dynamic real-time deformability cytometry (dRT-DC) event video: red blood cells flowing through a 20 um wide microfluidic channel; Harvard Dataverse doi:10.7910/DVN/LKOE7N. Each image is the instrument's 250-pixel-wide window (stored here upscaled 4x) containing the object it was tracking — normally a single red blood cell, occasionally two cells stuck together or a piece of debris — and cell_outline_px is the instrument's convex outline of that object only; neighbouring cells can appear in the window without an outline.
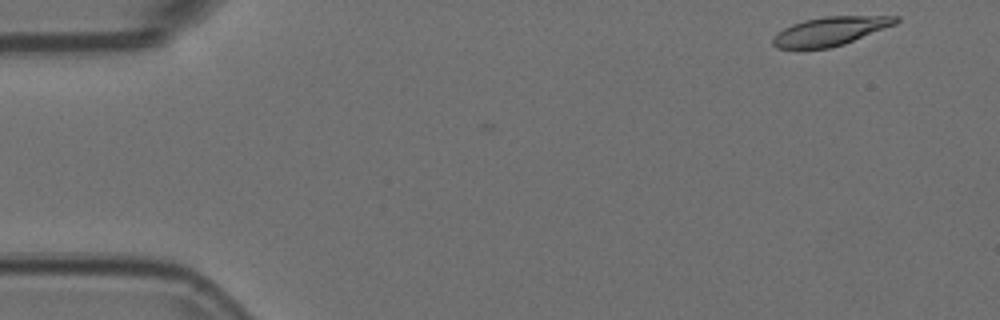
{"species": "Egyptian fruit bat (a non-hibernating species)", "species_latin": "Rousettus aegyptiacus", "temperature_condition": "room temperature", "stored_images_in_passage": 52, "camera_frame_rate_fps": 3000, "um_per_image_px": 0.085, "animal": {"sex": "female"}, "frame": {"image": 1, "passage_image": 1, "time_ms": 0.0, "image_size_px": [1000, 320], "cell_outline_px": [[900, 20], [896, 24], [844, 44], [828, 48], [776, 48], [772, 44], [772, 40], [784, 28], [792, 24], [804, 20], [824, 16], [900, 16]], "centroid_in_image_um": [70.61, 2.64], "position_along_channel_um": 14.4, "area_um2": 20.35}}
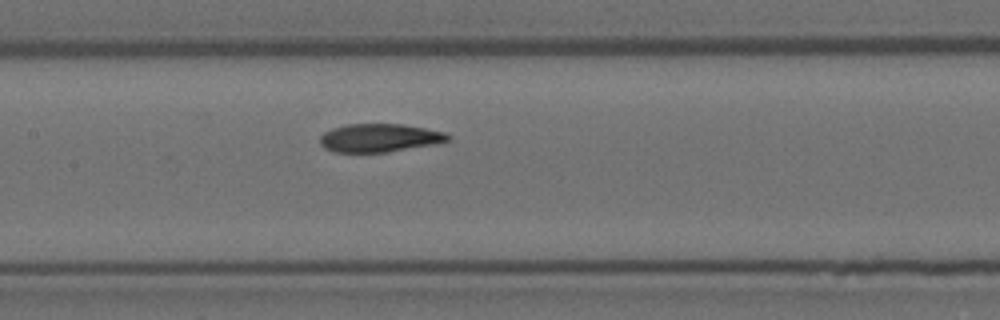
{"frame": {"image": 2, "passage_image": 23, "time_ms": 7.333, "image_size_px": [1000, 320], "cell_outline_px": [[452, 140], [436, 144], [384, 152], [332, 152], [324, 148], [320, 144], [320, 136], [324, 132], [332, 128], [348, 124], [400, 124], [424, 128], [444, 132], [452, 136]], "centroid_in_image_um": [32.26, 11.72], "position_along_channel_um": 175.1, "area_um2": 21.1}}
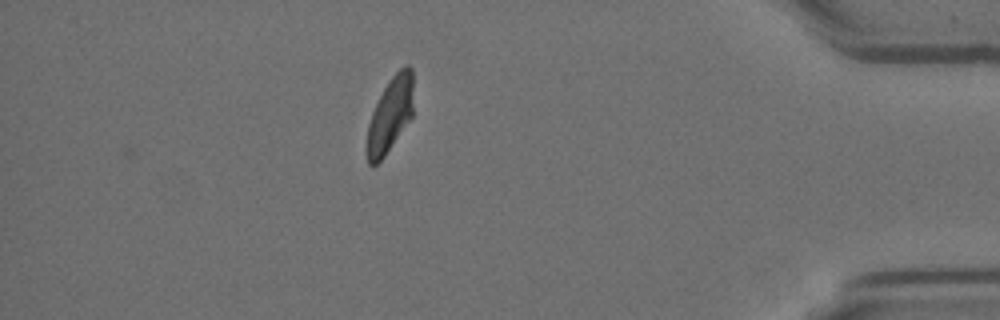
{"frame": {"image": 3, "passage_image": 45, "time_ms": 14.667, "image_size_px": [1000, 320], "cell_outline_px": [[412, 116], [384, 156], [372, 168], [368, 164], [364, 152], [364, 148], [368, 124], [372, 112], [388, 80], [404, 64], [408, 64], [412, 68]], "centroid_in_image_um": [33.11, 9.8], "position_along_channel_um": 402.1, "area_um2": 20.4}, "authors_computed_cell_mechanics": {"area_um2": 21.386, "velocity_mm_per_s": 3.708, "shape_relaxation_time_tau1_ms": 7.9745, "shape_relaxation_time_tau2_ms": 2.1058, "deformation_change_tau1": 0.2407, "deformation_change_tau2": 0.0747}}